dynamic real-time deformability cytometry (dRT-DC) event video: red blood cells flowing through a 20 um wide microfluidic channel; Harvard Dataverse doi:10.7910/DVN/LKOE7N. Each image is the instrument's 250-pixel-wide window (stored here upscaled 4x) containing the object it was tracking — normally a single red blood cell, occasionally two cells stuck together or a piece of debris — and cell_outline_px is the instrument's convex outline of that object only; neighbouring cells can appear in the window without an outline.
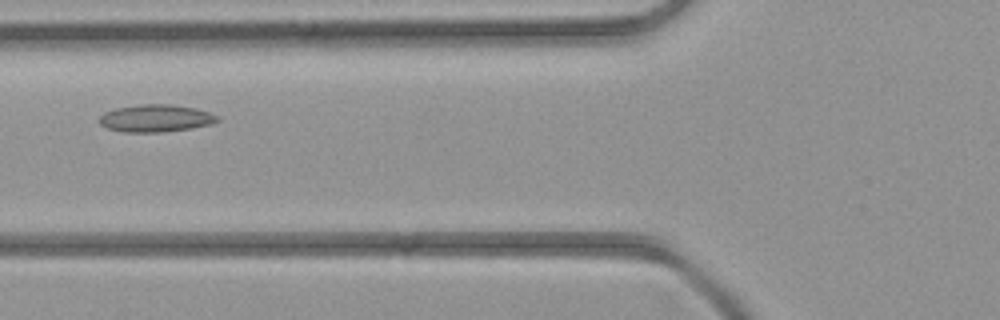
{"species": "common noctule bat (a hibernating species)", "species_latin": "Nyctalus noctula", "temperature_condition": "room temperature", "stored_images_in_passage": 3, "camera_frame_rate_fps": 3000, "um_per_image_px": 0.085, "animal": {"sex": "female", "body_mass_g": 21.9}, "frame": {"image": 1, "passage_image": 3, "time_ms": 3.0, "image_size_px": [1000, 320], "cell_outline_px": [[220, 120], [212, 124], [192, 128], [160, 132], [124, 132], [108, 128], [100, 124], [100, 116], [104, 112], [116, 108], [140, 104], [172, 104], [196, 108], [212, 112], [220, 116]], "centroid_in_image_um": [13.3, 10.04], "position_along_channel_um": 112.5, "area_um2": 19.02}}